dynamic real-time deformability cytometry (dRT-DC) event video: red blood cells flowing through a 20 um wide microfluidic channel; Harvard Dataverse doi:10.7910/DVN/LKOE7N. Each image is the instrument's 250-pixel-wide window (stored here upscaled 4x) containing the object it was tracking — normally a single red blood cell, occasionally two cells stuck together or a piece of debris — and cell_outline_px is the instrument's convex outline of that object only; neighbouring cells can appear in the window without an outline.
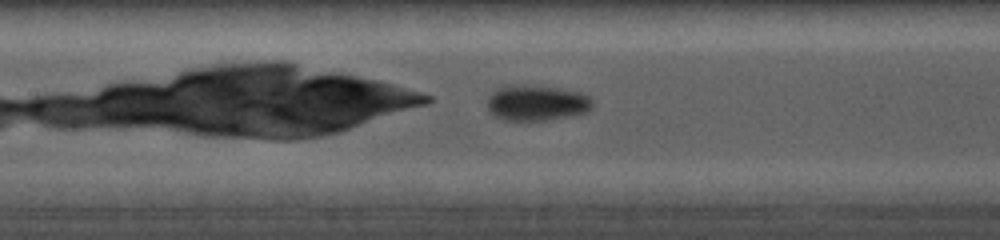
{"species": "common noctule bat (a hibernating species)", "species_latin": "Nyctalus noctula", "temperature_condition": "cold", "stored_images_in_passage": 29, "camera_frame_rate_fps": 5000, "um_per_image_px": 0.085, "animal": {"sex": "female", "body_mass_g": 19.0, "forearm_length_mm": 56.7}, "frame": {"image": 1, "passage_image": 9, "time_ms": 2.6, "image_size_px": [1000, 240], "cell_outline_px": [[592, 108], [588, 112], [572, 116], [548, 120], [504, 120], [492, 116], [488, 112], [488, 96], [496, 88], [508, 84], [524, 84], [556, 88], [580, 92], [588, 96], [592, 100]], "centroid_in_image_um": [45.58, 8.74], "position_along_channel_um": 161.8, "area_um2": 22.25}}